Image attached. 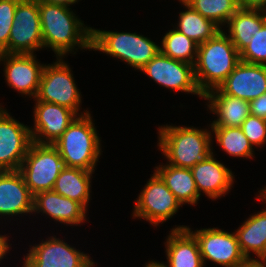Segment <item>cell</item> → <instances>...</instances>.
Segmentation results:
<instances>
[{"label": "cell", "mask_w": 266, "mask_h": 267, "mask_svg": "<svg viewBox=\"0 0 266 267\" xmlns=\"http://www.w3.org/2000/svg\"><path fill=\"white\" fill-rule=\"evenodd\" d=\"M43 48H51L56 57L78 49L92 50V27H87L68 6L38 0Z\"/></svg>", "instance_id": "obj_1"}, {"label": "cell", "mask_w": 266, "mask_h": 267, "mask_svg": "<svg viewBox=\"0 0 266 267\" xmlns=\"http://www.w3.org/2000/svg\"><path fill=\"white\" fill-rule=\"evenodd\" d=\"M239 62L240 53L223 29L199 44L194 73L201 93L218 88Z\"/></svg>", "instance_id": "obj_2"}, {"label": "cell", "mask_w": 266, "mask_h": 267, "mask_svg": "<svg viewBox=\"0 0 266 267\" xmlns=\"http://www.w3.org/2000/svg\"><path fill=\"white\" fill-rule=\"evenodd\" d=\"M158 146L170 165L191 169L211 153L212 134L192 126L164 125L158 130Z\"/></svg>", "instance_id": "obj_3"}, {"label": "cell", "mask_w": 266, "mask_h": 267, "mask_svg": "<svg viewBox=\"0 0 266 267\" xmlns=\"http://www.w3.org/2000/svg\"><path fill=\"white\" fill-rule=\"evenodd\" d=\"M94 126L90 112L79 115L53 143L66 167L95 171L102 151Z\"/></svg>", "instance_id": "obj_4"}, {"label": "cell", "mask_w": 266, "mask_h": 267, "mask_svg": "<svg viewBox=\"0 0 266 267\" xmlns=\"http://www.w3.org/2000/svg\"><path fill=\"white\" fill-rule=\"evenodd\" d=\"M92 50L118 58L136 70L142 69L159 52L160 46L137 33L92 29Z\"/></svg>", "instance_id": "obj_5"}, {"label": "cell", "mask_w": 266, "mask_h": 267, "mask_svg": "<svg viewBox=\"0 0 266 267\" xmlns=\"http://www.w3.org/2000/svg\"><path fill=\"white\" fill-rule=\"evenodd\" d=\"M64 167L63 159L53 144L32 142L19 171L34 196L42 191L53 190Z\"/></svg>", "instance_id": "obj_6"}, {"label": "cell", "mask_w": 266, "mask_h": 267, "mask_svg": "<svg viewBox=\"0 0 266 267\" xmlns=\"http://www.w3.org/2000/svg\"><path fill=\"white\" fill-rule=\"evenodd\" d=\"M71 68L62 57L44 66L36 101L50 102L73 110L78 116L89 113L80 110L81 93L76 86Z\"/></svg>", "instance_id": "obj_7"}, {"label": "cell", "mask_w": 266, "mask_h": 267, "mask_svg": "<svg viewBox=\"0 0 266 267\" xmlns=\"http://www.w3.org/2000/svg\"><path fill=\"white\" fill-rule=\"evenodd\" d=\"M42 48L38 0H19L10 30L8 54H34Z\"/></svg>", "instance_id": "obj_8"}, {"label": "cell", "mask_w": 266, "mask_h": 267, "mask_svg": "<svg viewBox=\"0 0 266 267\" xmlns=\"http://www.w3.org/2000/svg\"><path fill=\"white\" fill-rule=\"evenodd\" d=\"M151 176L136 200L133 217L158 226L172 218L182 205L155 171Z\"/></svg>", "instance_id": "obj_9"}, {"label": "cell", "mask_w": 266, "mask_h": 267, "mask_svg": "<svg viewBox=\"0 0 266 267\" xmlns=\"http://www.w3.org/2000/svg\"><path fill=\"white\" fill-rule=\"evenodd\" d=\"M139 71L167 89L191 93L202 98L204 96L196 83L194 66L174 60L161 52Z\"/></svg>", "instance_id": "obj_10"}, {"label": "cell", "mask_w": 266, "mask_h": 267, "mask_svg": "<svg viewBox=\"0 0 266 267\" xmlns=\"http://www.w3.org/2000/svg\"><path fill=\"white\" fill-rule=\"evenodd\" d=\"M22 267H94L95 263L84 252L55 236L31 246Z\"/></svg>", "instance_id": "obj_11"}, {"label": "cell", "mask_w": 266, "mask_h": 267, "mask_svg": "<svg viewBox=\"0 0 266 267\" xmlns=\"http://www.w3.org/2000/svg\"><path fill=\"white\" fill-rule=\"evenodd\" d=\"M196 238L204 266L210 260L220 266L237 267L246 258L242 254L236 232H227L218 228H205L192 231Z\"/></svg>", "instance_id": "obj_12"}, {"label": "cell", "mask_w": 266, "mask_h": 267, "mask_svg": "<svg viewBox=\"0 0 266 267\" xmlns=\"http://www.w3.org/2000/svg\"><path fill=\"white\" fill-rule=\"evenodd\" d=\"M0 106V171L19 170L32 143L30 127Z\"/></svg>", "instance_id": "obj_13"}, {"label": "cell", "mask_w": 266, "mask_h": 267, "mask_svg": "<svg viewBox=\"0 0 266 267\" xmlns=\"http://www.w3.org/2000/svg\"><path fill=\"white\" fill-rule=\"evenodd\" d=\"M34 54L0 53L4 75L9 87L17 92L36 98L45 64H40Z\"/></svg>", "instance_id": "obj_14"}, {"label": "cell", "mask_w": 266, "mask_h": 267, "mask_svg": "<svg viewBox=\"0 0 266 267\" xmlns=\"http://www.w3.org/2000/svg\"><path fill=\"white\" fill-rule=\"evenodd\" d=\"M34 126L30 127L32 142L53 144L78 116L73 110L58 104L36 101Z\"/></svg>", "instance_id": "obj_15"}, {"label": "cell", "mask_w": 266, "mask_h": 267, "mask_svg": "<svg viewBox=\"0 0 266 267\" xmlns=\"http://www.w3.org/2000/svg\"><path fill=\"white\" fill-rule=\"evenodd\" d=\"M218 89L250 102L266 92V65L240 61Z\"/></svg>", "instance_id": "obj_16"}, {"label": "cell", "mask_w": 266, "mask_h": 267, "mask_svg": "<svg viewBox=\"0 0 266 267\" xmlns=\"http://www.w3.org/2000/svg\"><path fill=\"white\" fill-rule=\"evenodd\" d=\"M191 172L199 195L201 196L203 192L211 200L226 195L233 187L232 171L216 160L213 152L204 160L196 163L191 168Z\"/></svg>", "instance_id": "obj_17"}, {"label": "cell", "mask_w": 266, "mask_h": 267, "mask_svg": "<svg viewBox=\"0 0 266 267\" xmlns=\"http://www.w3.org/2000/svg\"><path fill=\"white\" fill-rule=\"evenodd\" d=\"M33 212V195L19 170L0 171V215L9 217Z\"/></svg>", "instance_id": "obj_18"}, {"label": "cell", "mask_w": 266, "mask_h": 267, "mask_svg": "<svg viewBox=\"0 0 266 267\" xmlns=\"http://www.w3.org/2000/svg\"><path fill=\"white\" fill-rule=\"evenodd\" d=\"M43 213L54 221L77 226L86 220L87 210L77 201L64 197L54 190L42 191L33 196V213Z\"/></svg>", "instance_id": "obj_19"}, {"label": "cell", "mask_w": 266, "mask_h": 267, "mask_svg": "<svg viewBox=\"0 0 266 267\" xmlns=\"http://www.w3.org/2000/svg\"><path fill=\"white\" fill-rule=\"evenodd\" d=\"M186 227L172 228L166 239L167 267H204L198 242Z\"/></svg>", "instance_id": "obj_20"}, {"label": "cell", "mask_w": 266, "mask_h": 267, "mask_svg": "<svg viewBox=\"0 0 266 267\" xmlns=\"http://www.w3.org/2000/svg\"><path fill=\"white\" fill-rule=\"evenodd\" d=\"M208 108L217 115L211 127H240L250 115L249 101L223 94L218 88L203 96Z\"/></svg>", "instance_id": "obj_21"}, {"label": "cell", "mask_w": 266, "mask_h": 267, "mask_svg": "<svg viewBox=\"0 0 266 267\" xmlns=\"http://www.w3.org/2000/svg\"><path fill=\"white\" fill-rule=\"evenodd\" d=\"M257 199L266 203V196L260 191ZM236 232L240 250L246 259H251L250 252L259 259L266 257V208L251 215Z\"/></svg>", "instance_id": "obj_22"}, {"label": "cell", "mask_w": 266, "mask_h": 267, "mask_svg": "<svg viewBox=\"0 0 266 267\" xmlns=\"http://www.w3.org/2000/svg\"><path fill=\"white\" fill-rule=\"evenodd\" d=\"M154 171L162 178L181 205L197 204L201 196L197 191L191 169L175 167L167 163L157 166Z\"/></svg>", "instance_id": "obj_23"}, {"label": "cell", "mask_w": 266, "mask_h": 267, "mask_svg": "<svg viewBox=\"0 0 266 267\" xmlns=\"http://www.w3.org/2000/svg\"><path fill=\"white\" fill-rule=\"evenodd\" d=\"M93 172L65 166L56 179L53 190L64 197L79 202L87 210Z\"/></svg>", "instance_id": "obj_24"}, {"label": "cell", "mask_w": 266, "mask_h": 267, "mask_svg": "<svg viewBox=\"0 0 266 267\" xmlns=\"http://www.w3.org/2000/svg\"><path fill=\"white\" fill-rule=\"evenodd\" d=\"M266 22V11L239 9L227 22L228 37L240 53Z\"/></svg>", "instance_id": "obj_25"}, {"label": "cell", "mask_w": 266, "mask_h": 267, "mask_svg": "<svg viewBox=\"0 0 266 267\" xmlns=\"http://www.w3.org/2000/svg\"><path fill=\"white\" fill-rule=\"evenodd\" d=\"M179 1L187 10L179 13V21L175 28L177 31L192 39L198 45L206 42L221 31L222 28L203 17L184 0Z\"/></svg>", "instance_id": "obj_26"}, {"label": "cell", "mask_w": 266, "mask_h": 267, "mask_svg": "<svg viewBox=\"0 0 266 267\" xmlns=\"http://www.w3.org/2000/svg\"><path fill=\"white\" fill-rule=\"evenodd\" d=\"M218 146L228 155L241 158L254 157V149L240 127H210Z\"/></svg>", "instance_id": "obj_27"}, {"label": "cell", "mask_w": 266, "mask_h": 267, "mask_svg": "<svg viewBox=\"0 0 266 267\" xmlns=\"http://www.w3.org/2000/svg\"><path fill=\"white\" fill-rule=\"evenodd\" d=\"M161 42L160 52L163 55L194 66L198 49L195 41L174 28L163 36Z\"/></svg>", "instance_id": "obj_28"}, {"label": "cell", "mask_w": 266, "mask_h": 267, "mask_svg": "<svg viewBox=\"0 0 266 267\" xmlns=\"http://www.w3.org/2000/svg\"><path fill=\"white\" fill-rule=\"evenodd\" d=\"M203 17L220 28L240 9L238 0H184Z\"/></svg>", "instance_id": "obj_29"}, {"label": "cell", "mask_w": 266, "mask_h": 267, "mask_svg": "<svg viewBox=\"0 0 266 267\" xmlns=\"http://www.w3.org/2000/svg\"><path fill=\"white\" fill-rule=\"evenodd\" d=\"M240 61L266 65V22L252 36L250 43L240 52Z\"/></svg>", "instance_id": "obj_30"}, {"label": "cell", "mask_w": 266, "mask_h": 267, "mask_svg": "<svg viewBox=\"0 0 266 267\" xmlns=\"http://www.w3.org/2000/svg\"><path fill=\"white\" fill-rule=\"evenodd\" d=\"M19 0H0V53L8 54L10 30Z\"/></svg>", "instance_id": "obj_31"}, {"label": "cell", "mask_w": 266, "mask_h": 267, "mask_svg": "<svg viewBox=\"0 0 266 267\" xmlns=\"http://www.w3.org/2000/svg\"><path fill=\"white\" fill-rule=\"evenodd\" d=\"M241 130L252 146L260 147L266 142V120L249 115L241 124Z\"/></svg>", "instance_id": "obj_32"}, {"label": "cell", "mask_w": 266, "mask_h": 267, "mask_svg": "<svg viewBox=\"0 0 266 267\" xmlns=\"http://www.w3.org/2000/svg\"><path fill=\"white\" fill-rule=\"evenodd\" d=\"M250 115L266 120V92L249 102Z\"/></svg>", "instance_id": "obj_33"}, {"label": "cell", "mask_w": 266, "mask_h": 267, "mask_svg": "<svg viewBox=\"0 0 266 267\" xmlns=\"http://www.w3.org/2000/svg\"><path fill=\"white\" fill-rule=\"evenodd\" d=\"M241 9L266 11V0H238Z\"/></svg>", "instance_id": "obj_34"}, {"label": "cell", "mask_w": 266, "mask_h": 267, "mask_svg": "<svg viewBox=\"0 0 266 267\" xmlns=\"http://www.w3.org/2000/svg\"><path fill=\"white\" fill-rule=\"evenodd\" d=\"M237 267H266L265 259H245L242 263H240Z\"/></svg>", "instance_id": "obj_35"}, {"label": "cell", "mask_w": 266, "mask_h": 267, "mask_svg": "<svg viewBox=\"0 0 266 267\" xmlns=\"http://www.w3.org/2000/svg\"><path fill=\"white\" fill-rule=\"evenodd\" d=\"M8 237L6 235H0V261L6 256V253L10 250V244H8Z\"/></svg>", "instance_id": "obj_36"}, {"label": "cell", "mask_w": 266, "mask_h": 267, "mask_svg": "<svg viewBox=\"0 0 266 267\" xmlns=\"http://www.w3.org/2000/svg\"><path fill=\"white\" fill-rule=\"evenodd\" d=\"M42 2L51 3V4H58L70 7L79 0H40Z\"/></svg>", "instance_id": "obj_37"}, {"label": "cell", "mask_w": 266, "mask_h": 267, "mask_svg": "<svg viewBox=\"0 0 266 267\" xmlns=\"http://www.w3.org/2000/svg\"><path fill=\"white\" fill-rule=\"evenodd\" d=\"M149 263L145 264V267H167L163 262H156V261H148Z\"/></svg>", "instance_id": "obj_38"}]
</instances>
